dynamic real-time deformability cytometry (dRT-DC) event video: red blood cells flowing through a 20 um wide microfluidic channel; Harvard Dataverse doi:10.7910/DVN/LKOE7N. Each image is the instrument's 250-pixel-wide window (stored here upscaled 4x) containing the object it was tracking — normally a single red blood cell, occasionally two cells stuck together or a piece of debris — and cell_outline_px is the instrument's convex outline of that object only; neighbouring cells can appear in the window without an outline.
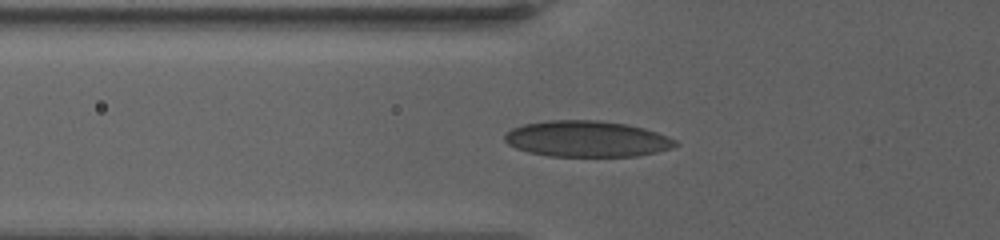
{"species": "human", "species_latin": "Homo sapiens", "temperature_condition": "warm", "stored_images_in_passage": 79, "camera_frame_rate_fps": 3000, "um_per_image_px": 0.085, "donor": {"sex": "female"}, "frame": {"image": 1, "passage_image": 2, "time_ms": 0.333, "image_size_px": [1000, 240], "cell_outline_px": [[680, 144], [672, 148], [640, 156], [548, 156], [528, 152], [516, 148], [508, 144], [504, 140], [504, 136], [512, 128], [524, 124], [548, 120], [596, 120], [628, 124], [644, 128], [668, 136], [676, 140]], "centroid_in_image_um": [49.9, 11.81], "position_along_channel_um": 75.9, "area_um2": 36.01}}
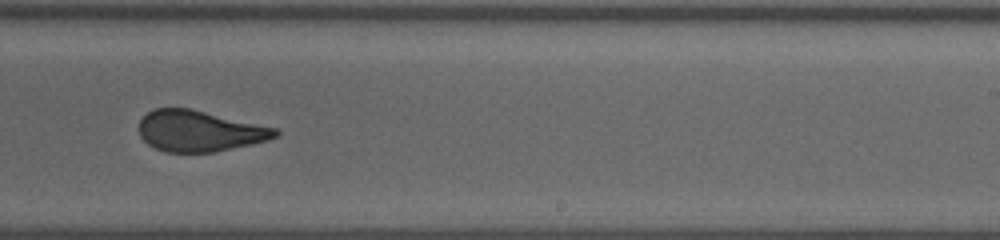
{"frame": {"image": 2, "passage_image": 34, "time_ms": 6.667, "image_size_px": [1000, 240], "cell_outline_px": [[280, 132], [276, 136], [268, 140], [252, 144], [216, 152], [164, 152], [148, 144], [140, 136], [140, 120], [148, 112], [156, 108], [192, 108], [276, 128]], "centroid_in_image_um": [16.96, 11.13], "position_along_channel_um": 272.0, "area_um2": 32.54}}
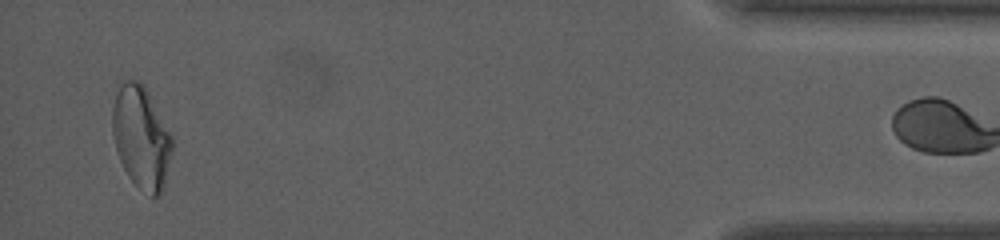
{"frame": {"image": 3, "passage_image": 77, "time_ms": 13.667, "image_size_px": [1000, 240], "cell_outline_px": [[172, 152], [164, 188], [160, 196], [152, 196], [136, 184], [128, 176], [120, 160], [116, 148], [112, 132], [112, 108], [120, 80], [136, 80], [144, 84], [172, 136]], "centroid_in_image_um": [12.0, 11.65], "position_along_channel_um": 423.2, "area_um2": 35.6}}